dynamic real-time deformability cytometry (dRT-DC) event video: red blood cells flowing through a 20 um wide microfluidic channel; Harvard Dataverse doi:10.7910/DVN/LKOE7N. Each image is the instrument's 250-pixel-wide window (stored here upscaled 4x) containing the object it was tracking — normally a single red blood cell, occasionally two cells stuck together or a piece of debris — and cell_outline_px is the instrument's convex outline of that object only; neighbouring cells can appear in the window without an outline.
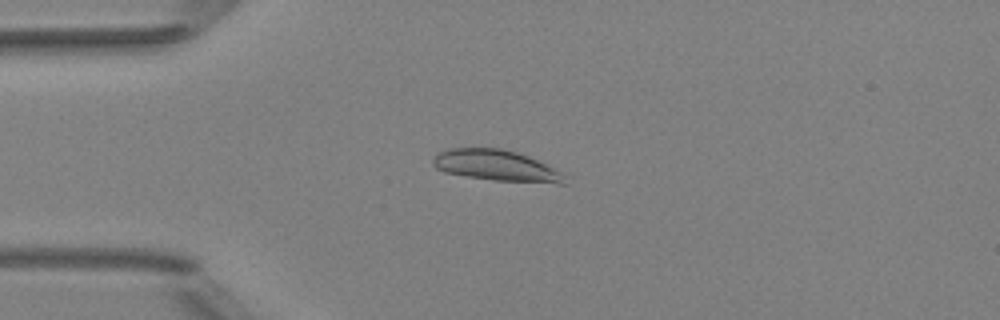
{"species": "Egyptian fruit bat (a non-hibernating species)", "species_latin": "Rousettus aegyptiacus", "temperature_condition": "room temperature", "stored_images_in_passage": 51, "camera_frame_rate_fps": 3000, "um_per_image_px": 0.085, "animal": {"sex": "female"}, "frame": {"image": 1, "passage_image": 13, "time_ms": 4.0, "image_size_px": [1000, 320], "cell_outline_px": [[568, 184], [560, 184], [492, 180], [444, 172], [436, 168], [432, 164], [432, 160], [440, 152], [448, 148], [500, 148], [516, 152], [528, 156], [560, 172], [564, 176]], "centroid_in_image_um": [42.18, 14.08], "position_along_channel_um": 42.8, "area_um2": 23.58}}
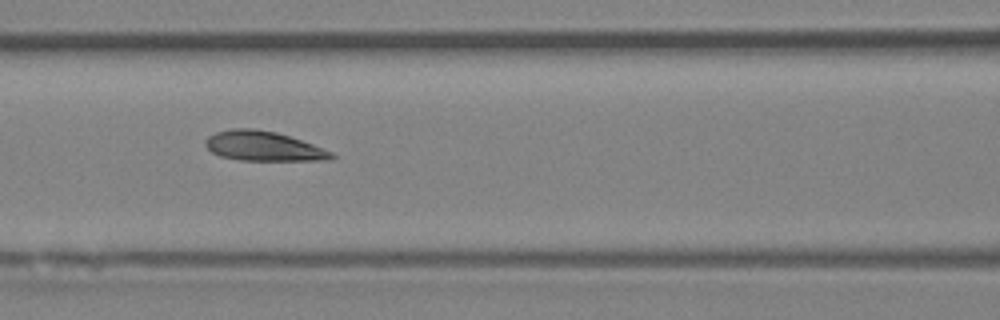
{"frame": {"image": 2, "passage_image": 22, "time_ms": 7.0, "image_size_px": [1000, 320], "cell_outline_px": [[336, 156], [332, 160], [240, 160], [220, 156], [212, 152], [204, 144], [204, 140], [208, 136], [216, 132], [232, 128], [256, 128], [276, 132], [312, 144], [332, 152]], "centroid_in_image_um": [22.36, 12.42], "position_along_channel_um": 144.2, "area_um2": 21.73}}
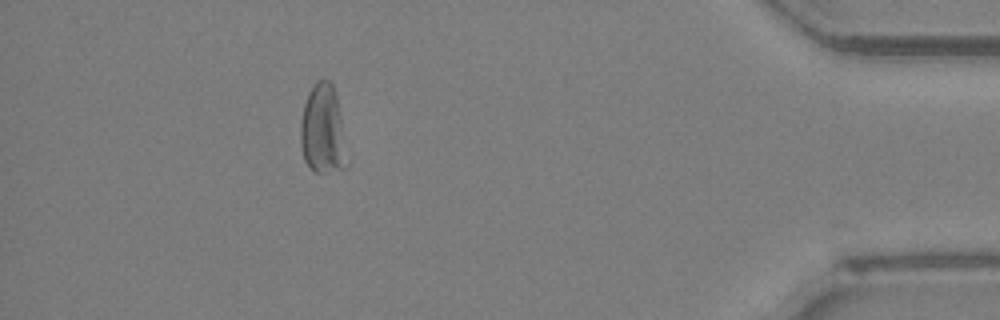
{"frame": {"image": 3, "passage_image": 46, "time_ms": 15.0, "image_size_px": [1000, 320], "cell_outline_px": [[344, 168], [324, 172], [316, 172], [304, 160], [300, 144], [300, 120], [304, 104], [308, 92], [316, 80], [324, 76], [332, 84], [336, 96], [340, 120]], "centroid_in_image_um": [27.34, 10.93], "position_along_channel_um": 407.9, "area_um2": 23.24}, "authors_computed_cell_mechanics": {"area_um2": 22.5998, "velocity_mm_per_s": 3.988, "shape_relaxation_time_tau1_ms": null, "shape_relaxation_time_tau2_ms": 1.0813, "deformation_change_tau1": null, "deformation_change_tau2": 0.0811}}